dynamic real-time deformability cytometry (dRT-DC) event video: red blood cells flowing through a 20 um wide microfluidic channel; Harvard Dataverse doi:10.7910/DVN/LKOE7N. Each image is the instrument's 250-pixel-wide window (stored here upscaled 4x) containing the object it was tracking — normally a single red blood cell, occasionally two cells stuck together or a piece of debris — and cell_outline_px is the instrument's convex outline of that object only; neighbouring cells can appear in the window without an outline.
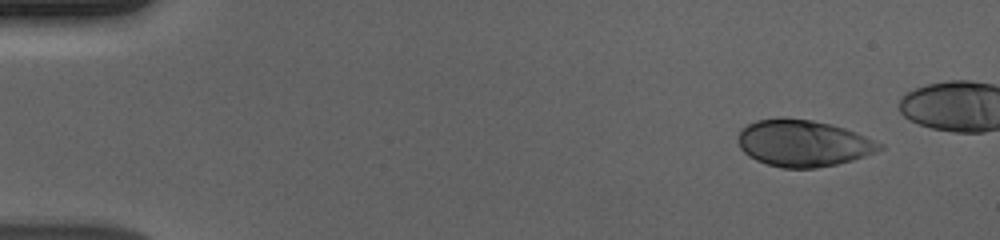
{"species": "human", "species_latin": "Homo sapiens", "temperature_condition": "cold", "stored_images_in_passage": 47, "camera_frame_rate_fps": 3000, "um_per_image_px": 0.085, "donor": {"sex": "male"}, "frame": {"image": 1, "passage_image": 1, "time_ms": 0.0, "image_size_px": [1000, 240], "cell_outline_px": [[884, 148], [876, 152], [852, 160], [836, 164], [816, 168], [780, 168], [756, 160], [748, 156], [740, 148], [736, 140], [740, 128], [756, 120], [784, 116], [812, 120], [844, 128], [856, 132], [884, 144]], "centroid_in_image_um": [68.23, 12.16], "position_along_channel_um": 16.8, "area_um2": 38.84}}
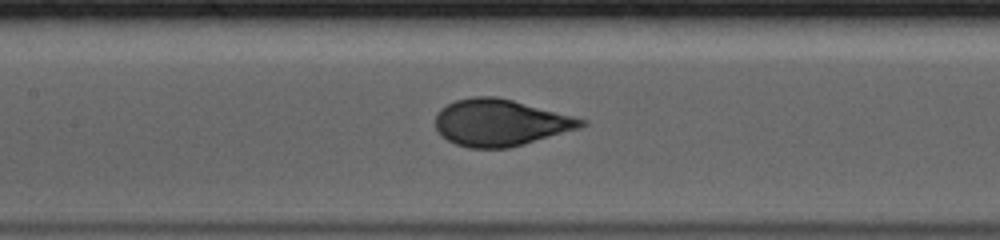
{"frame": {"image": 2, "passage_image": 23, "time_ms": 7.333, "image_size_px": [1000, 240], "cell_outline_px": [[588, 124], [580, 128], [524, 144], [508, 148], [468, 148], [456, 144], [440, 136], [436, 128], [436, 112], [440, 108], [456, 100], [472, 96], [496, 96], [512, 100], [588, 120]], "centroid_in_image_um": [42.51, 10.43], "position_along_channel_um": 164.9, "area_um2": 39.71}}
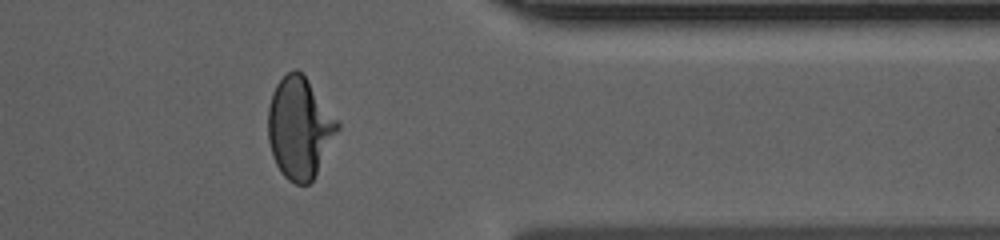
{"frame": {"image": 3, "passage_image": 42, "time_ms": 13.667, "image_size_px": [1000, 240], "cell_outline_px": [[340, 128], [312, 180], [308, 184], [296, 184], [288, 180], [280, 172], [272, 156], [268, 140], [268, 108], [272, 92], [276, 84], [292, 68], [296, 68], [304, 72], [340, 124]], "centroid_in_image_um": [25.45, 10.83], "position_along_channel_um": 386.0, "area_um2": 41.1}, "authors_computed_cell_mechanics": {"area_um2": 39.7086, "velocity_mm_per_s": 3.6653, "shape_relaxation_time_tau1_ms": 3.4505, "shape_relaxation_time_tau2_ms": null, "deformation_change_tau1": 0.1798, "deformation_change_tau2": null}}